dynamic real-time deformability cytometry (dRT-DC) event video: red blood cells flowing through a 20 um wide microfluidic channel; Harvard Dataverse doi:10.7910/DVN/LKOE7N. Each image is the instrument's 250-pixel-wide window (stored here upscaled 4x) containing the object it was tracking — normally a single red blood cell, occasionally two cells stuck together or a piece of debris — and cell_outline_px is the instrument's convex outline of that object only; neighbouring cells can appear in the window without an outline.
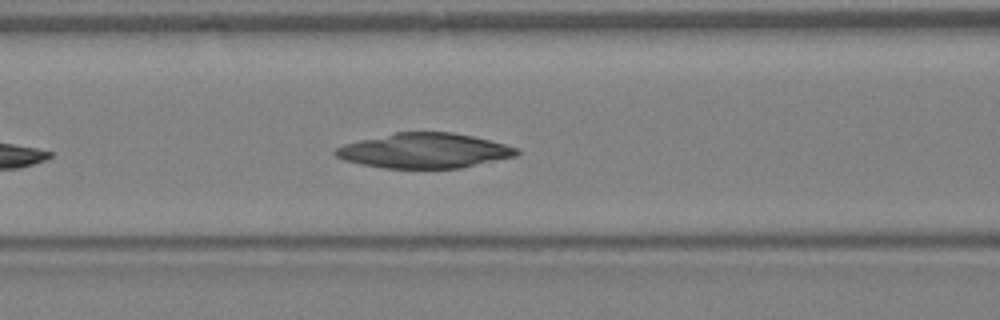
{"species": "Egyptian fruit bat (a non-hibernating species)", "species_latin": "Rousettus aegyptiacus", "temperature_condition": "warm", "stored_images_in_passage": 30, "camera_frame_rate_fps": 3000, "um_per_image_px": 0.085, "animal": {"sex": "female"}, "frame": {"image": 1, "passage_image": 7, "time_ms": 2.0, "image_size_px": [1000, 320], "cell_outline_px": [[520, 152], [516, 156], [460, 168], [384, 168], [344, 160], [336, 156], [332, 152], [336, 148], [344, 144], [360, 140], [396, 132], [452, 132], [472, 136], [520, 148]], "centroid_in_image_um": [36.08, 12.81], "position_along_channel_um": 130.5, "area_um2": 36.65}}
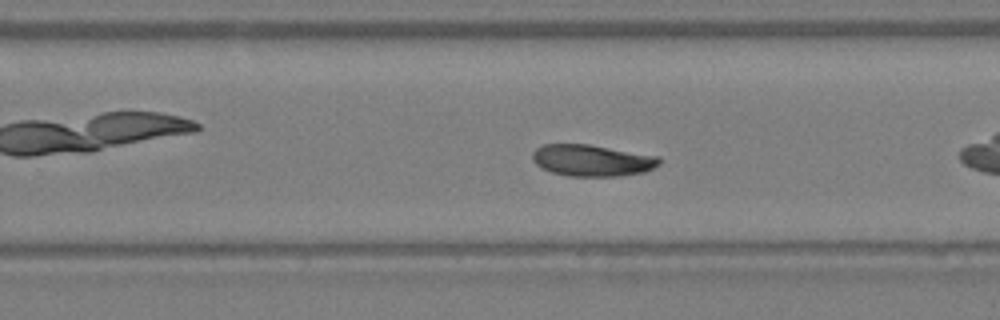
{"frame": {"image": 2, "passage_image": 14, "time_ms": 4.333, "image_size_px": [1000, 320], "cell_outline_px": [[660, 164], [644, 172], [620, 176], [568, 176], [552, 172], [540, 168], [532, 160], [532, 152], [540, 144], [588, 144], [660, 156]], "centroid_in_image_um": [50.3, 13.63], "position_along_channel_um": 279.5, "area_um2": 23.52}}
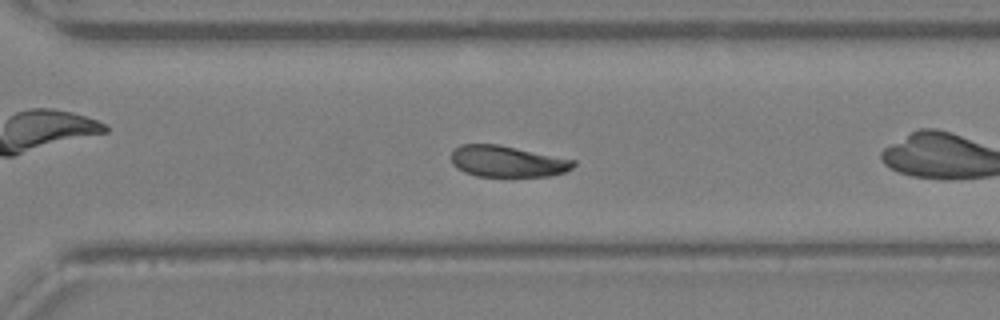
{"frame": {"image": 3, "passage_image": 17, "time_ms": 5.333, "image_size_px": [1000, 320], "cell_outline_px": [[576, 164], [572, 168], [564, 172], [552, 176], [476, 176], [464, 172], [456, 168], [452, 164], [452, 152], [460, 144], [496, 144], [576, 160]], "centroid_in_image_um": [43.12, 13.72], "position_along_channel_um": 327.5, "area_um2": 22.2}, "authors_computed_cell_mechanics": {"area_um2": 23.5535, "velocity_mm_per_s": 4.8252, "shape_relaxation_time_tau1_ms": 3.2898, "shape_relaxation_time_tau2_ms": null, "deformation_change_tau1": 0.125, "deformation_change_tau2": null}}